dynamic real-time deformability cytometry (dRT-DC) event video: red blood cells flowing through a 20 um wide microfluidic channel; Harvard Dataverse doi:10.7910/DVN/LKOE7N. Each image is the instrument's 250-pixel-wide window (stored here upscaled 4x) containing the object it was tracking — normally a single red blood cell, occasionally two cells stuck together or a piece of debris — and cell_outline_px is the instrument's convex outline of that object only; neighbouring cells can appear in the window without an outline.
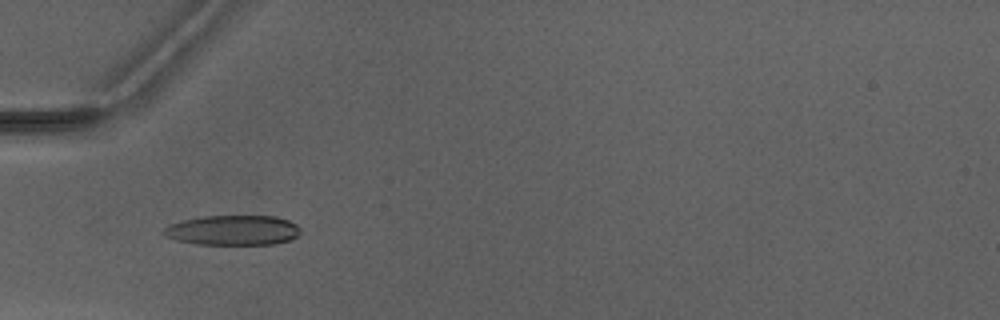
{"species": "Egyptian fruit bat (a non-hibernating species)", "species_latin": "Rousettus aegyptiacus", "temperature_condition": "warm", "stored_images_in_passage": 3, "camera_frame_rate_fps": 3000, "um_per_image_px": 0.085, "animal": {"sex": "male"}, "frame": {"image": 1, "passage_image": 3, "time_ms": 2.333, "image_size_px": [1000, 320], "cell_outline_px": [[300, 232], [292, 240], [276, 244], [196, 244], [176, 240], [164, 236], [160, 232], [168, 224], [184, 220], [204, 216], [276, 216], [288, 220], [296, 224], [300, 228]], "centroid_in_image_um": [19.78, 19.57], "position_along_channel_um": 65.2, "area_um2": 24.04}}